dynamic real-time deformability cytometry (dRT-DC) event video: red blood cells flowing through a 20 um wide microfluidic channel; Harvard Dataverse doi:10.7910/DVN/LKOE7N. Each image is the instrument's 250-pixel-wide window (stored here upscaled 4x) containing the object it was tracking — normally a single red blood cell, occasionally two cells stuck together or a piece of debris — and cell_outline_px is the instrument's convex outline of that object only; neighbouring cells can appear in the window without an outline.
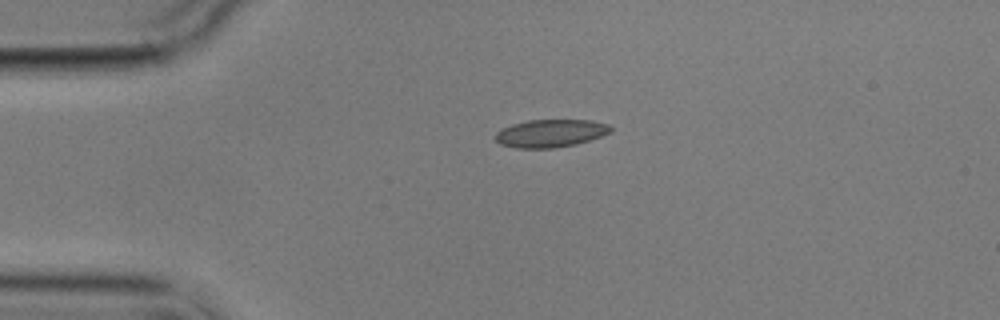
{"species": "common noctule bat (a hibernating species)", "species_latin": "Nyctalus noctula", "temperature_condition": "cold", "stored_images_in_passage": 2, "camera_frame_rate_fps": 3000, "um_per_image_px": 0.085, "animal": {"sex": "male", "body_mass_g": 17.9}, "frame": {"image": 1, "passage_image": 1, "time_ms": 0.0, "image_size_px": [1000, 320], "cell_outline_px": [[612, 132], [576, 144], [552, 148], [516, 148], [500, 144], [492, 136], [496, 132], [512, 124], [528, 120], [592, 120], [608, 124], [612, 128]], "centroid_in_image_um": [46.78, 11.33], "position_along_channel_um": 38.2, "area_um2": 18.67}}